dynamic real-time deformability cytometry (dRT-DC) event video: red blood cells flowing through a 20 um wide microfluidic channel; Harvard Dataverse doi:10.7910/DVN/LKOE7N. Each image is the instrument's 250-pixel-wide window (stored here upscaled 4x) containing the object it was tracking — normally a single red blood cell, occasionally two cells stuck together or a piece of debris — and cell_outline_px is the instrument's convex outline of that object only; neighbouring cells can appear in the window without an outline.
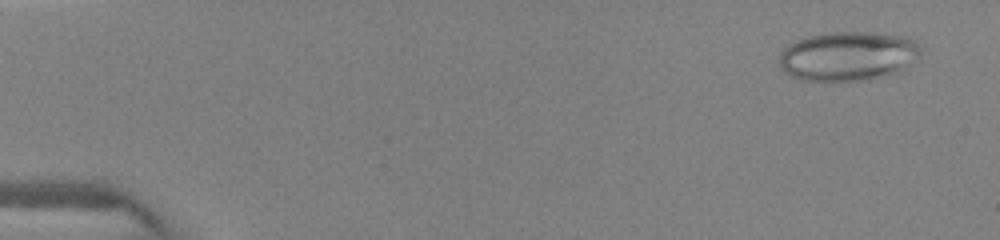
{"species": "human", "species_latin": "Homo sapiens", "temperature_condition": "warm", "stored_images_in_passage": 82, "camera_frame_rate_fps": 3000, "um_per_image_px": 0.085, "donor": {"sex": "female"}, "frame": {"image": 1, "passage_image": 5, "time_ms": 0.667, "image_size_px": [1000, 240], "cell_outline_px": [[920, 52], [908, 64], [900, 68], [888, 72], [860, 80], [800, 80], [784, 72], [780, 68], [780, 52], [784, 48], [800, 40], [812, 36], [828, 32], [872, 32], [908, 36], [920, 48]], "centroid_in_image_um": [72.0, 4.74], "position_along_channel_um": 13.0, "area_um2": 39.36}}
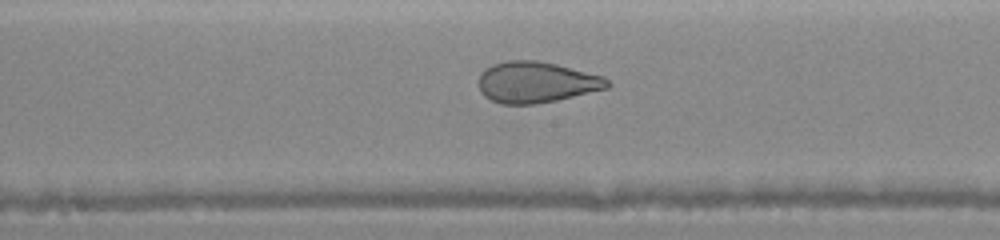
{"frame": {"image": 2, "passage_image": 46, "time_ms": 8.0, "image_size_px": [1000, 240], "cell_outline_px": [[612, 84], [608, 88], [556, 100], [536, 104], [500, 104], [484, 96], [480, 92], [480, 72], [484, 68], [492, 64], [504, 60], [536, 60], [556, 64], [604, 76]], "centroid_in_image_um": [45.57, 6.98], "position_along_channel_um": 202.6, "area_um2": 30.92}}
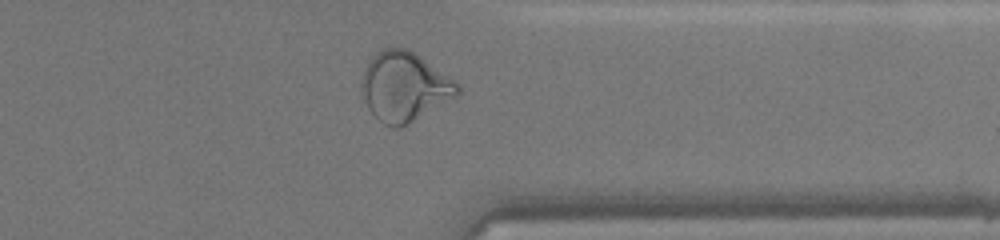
{"frame": {"image": 3, "passage_image": 69, "time_ms": 12.0, "image_size_px": [1000, 240], "cell_outline_px": [[460, 96], [408, 124], [400, 128], [392, 128], [384, 124], [368, 108], [360, 92], [360, 84], [364, 68], [372, 56], [376, 52], [384, 48], [408, 48], [456, 80], [460, 84]], "centroid_in_image_um": [34.4, 7.37], "position_along_channel_um": 377.0, "area_um2": 39.36}}